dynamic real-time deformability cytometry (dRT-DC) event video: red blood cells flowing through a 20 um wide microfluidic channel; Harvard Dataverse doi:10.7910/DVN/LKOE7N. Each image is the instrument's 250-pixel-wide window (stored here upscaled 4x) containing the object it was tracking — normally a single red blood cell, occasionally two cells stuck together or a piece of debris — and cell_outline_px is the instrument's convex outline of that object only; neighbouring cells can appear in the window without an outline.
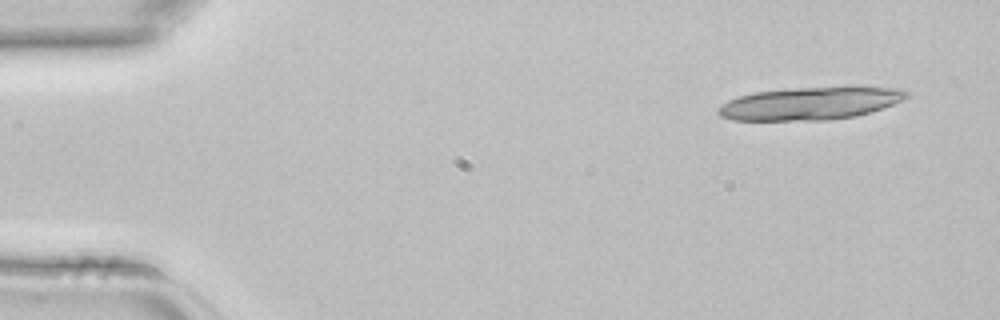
{"species": "common noctule bat (a hibernating species)", "species_latin": "Nyctalus noctula", "temperature_condition": "room temperature", "stored_images_in_passage": 2, "camera_frame_rate_fps": 3000, "um_per_image_px": 0.085, "animal": {"sex": "female", "body_mass_g": 22.7, "forearm_length_mm": 54.2}, "frame": {"image": 1, "passage_image": 1, "time_ms": 0.0, "image_size_px": [1000, 320], "cell_outline_px": [[908, 96], [884, 108], [852, 116], [828, 120], [732, 120], [720, 116], [716, 112], [716, 108], [728, 100], [752, 92], [796, 88], [856, 84], [904, 88], [908, 92]], "centroid_in_image_um": [68.93, 8.74], "position_along_channel_um": 16.1, "area_um2": 36.82}}